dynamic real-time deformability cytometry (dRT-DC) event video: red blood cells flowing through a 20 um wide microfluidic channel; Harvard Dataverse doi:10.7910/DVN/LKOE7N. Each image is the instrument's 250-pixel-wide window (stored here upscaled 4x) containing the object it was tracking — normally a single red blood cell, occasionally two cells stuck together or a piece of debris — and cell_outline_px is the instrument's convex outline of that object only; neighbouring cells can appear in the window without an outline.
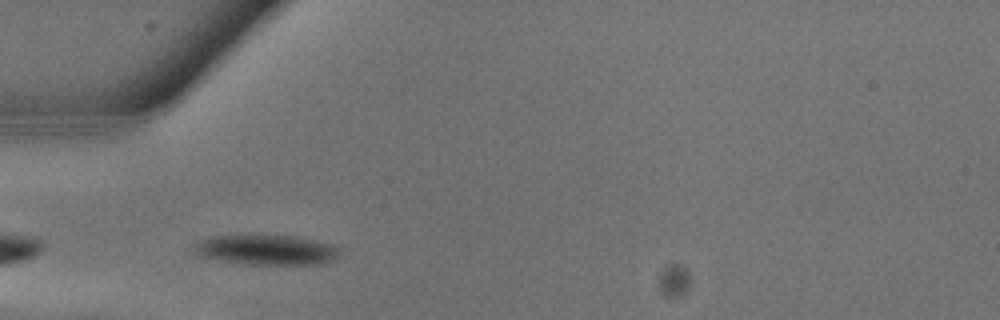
{"species": "common noctule bat (a hibernating species)", "species_latin": "Nyctalus noctula", "temperature_condition": "warm", "stored_images_in_passage": 4, "camera_frame_rate_fps": 3000, "um_per_image_px": 0.085, "animal": {"sex": "male", "body_mass_g": 13.3}, "frame": {"image": 1, "passage_image": 1, "time_ms": 0.0, "image_size_px": [1000, 320], "cell_outline_px": [[340, 252], [336, 260], [324, 264], [256, 264], [224, 260], [204, 256], [196, 252], [192, 248], [200, 240], [208, 236], [244, 232], [300, 236], [332, 244], [340, 248]], "centroid_in_image_um": [22.7, 21.16], "position_along_channel_um": 62.3, "area_um2": 26.47}}
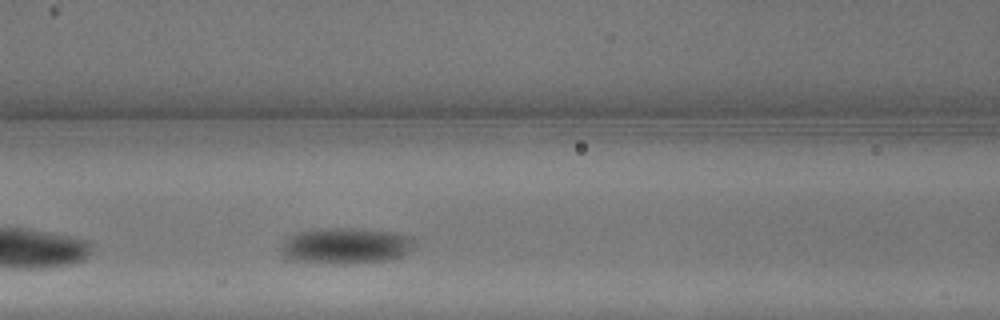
{"frame": {"image": 2, "passage_image": 4, "time_ms": 1.0, "image_size_px": [1000, 320], "cell_outline_px": [[416, 240], [408, 252], [400, 256], [388, 260], [300, 260], [284, 256], [280, 252], [280, 248], [284, 240], [288, 236], [296, 232], [320, 228], [364, 228], [392, 232], [412, 236]], "centroid_in_image_um": [29.41, 20.79], "position_along_channel_um": 137.2, "area_um2": 26.7}}